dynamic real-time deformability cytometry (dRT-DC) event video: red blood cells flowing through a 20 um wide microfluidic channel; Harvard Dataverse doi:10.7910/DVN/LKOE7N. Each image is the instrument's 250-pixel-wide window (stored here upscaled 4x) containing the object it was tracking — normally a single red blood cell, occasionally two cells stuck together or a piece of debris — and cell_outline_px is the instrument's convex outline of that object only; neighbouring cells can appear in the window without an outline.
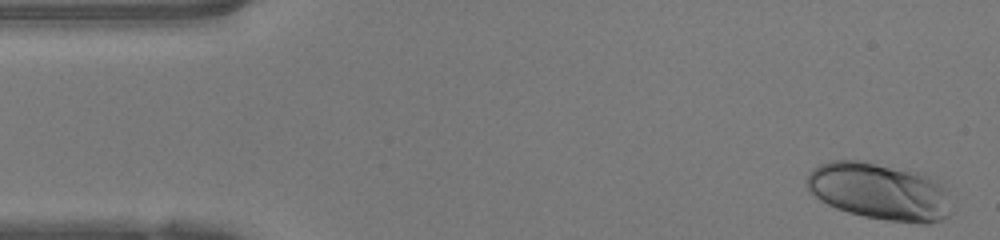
{"species": "human", "species_latin": "Homo sapiens", "temperature_condition": "warm", "stored_images_in_passage": 39, "camera_frame_rate_fps": 3000, "um_per_image_px": 0.085, "donor": {"sex": "female"}, "frame": {"image": 1, "passage_image": 2, "time_ms": 0.333, "image_size_px": [1000, 240], "cell_outline_px": [[948, 216], [940, 220], [928, 224], [920, 224], [888, 220], [864, 216], [848, 212], [836, 208], [820, 200], [808, 188], [808, 172], [812, 168], [820, 164], [832, 160], [864, 160], [924, 172], [940, 184], [944, 188], [948, 196]], "centroid_in_image_um": [74.76, 16.24], "position_along_channel_um": 10.2, "area_um2": 48.26}}
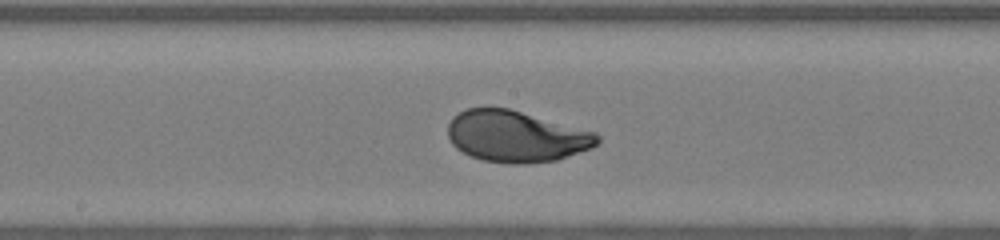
{"frame": {"image": 2, "passage_image": 24, "time_ms": 7.667, "image_size_px": [1000, 240], "cell_outline_px": [[600, 140], [592, 148], [556, 160], [528, 164], [512, 164], [484, 160], [472, 156], [456, 148], [452, 144], [448, 136], [448, 124], [452, 116], [468, 108], [508, 108], [596, 132], [600, 136]], "centroid_in_image_um": [43.88, 11.6], "position_along_channel_um": 204.3, "area_um2": 44.62}}
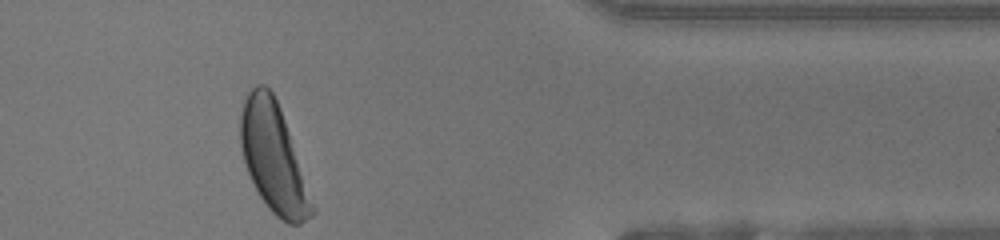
{"frame": {"image": 3, "passage_image": 39, "time_ms": 12.667, "image_size_px": [1000, 240], "cell_outline_px": [[316, 212], [312, 216], [300, 224], [288, 224], [280, 220], [268, 208], [260, 196], [248, 172], [244, 160], [240, 144], [240, 116], [244, 100], [248, 92], [256, 84], [264, 84], [272, 92], [280, 108], [316, 208]], "centroid_in_image_um": [23.25, 13.44], "position_along_channel_um": 388.2, "area_um2": 45.08}, "authors_computed_cell_mechanics": {"area_um2": 44.5638, "velocity_mm_per_s": 4.1993, "shape_relaxation_time_tau1_ms": 2.7684, "shape_relaxation_time_tau2_ms": null, "deformation_change_tau1": 0.1881, "deformation_change_tau2": null}}